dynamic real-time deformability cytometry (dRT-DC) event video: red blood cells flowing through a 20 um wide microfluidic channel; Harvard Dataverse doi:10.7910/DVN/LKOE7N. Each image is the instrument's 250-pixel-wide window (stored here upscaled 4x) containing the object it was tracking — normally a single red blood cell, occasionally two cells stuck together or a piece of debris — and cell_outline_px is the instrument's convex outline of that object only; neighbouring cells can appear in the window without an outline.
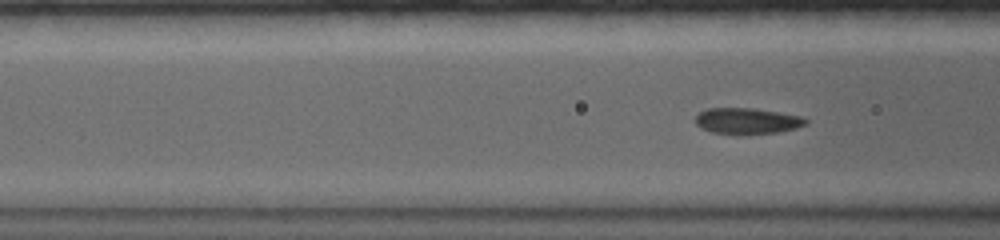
{"species": "common noctule bat (a hibernating species)", "species_latin": "Nyctalus noctula", "temperature_condition": "warm", "stored_images_in_passage": 32, "camera_frame_rate_fps": 5000, "um_per_image_px": 0.085, "animal": {"sex": "female", "body_mass_g": 19.0, "forearm_length_mm": 56.7}, "frame": {"image": 1, "passage_image": 5, "time_ms": 1.4, "image_size_px": [1000, 240], "cell_outline_px": [[808, 124], [796, 128], [780, 132], [744, 136], [712, 132], [700, 128], [696, 124], [696, 116], [700, 112], [708, 108], [752, 108], [800, 116], [808, 120]], "centroid_in_image_um": [63.5, 10.31], "position_along_channel_um": 103.1, "area_um2": 17.05}}
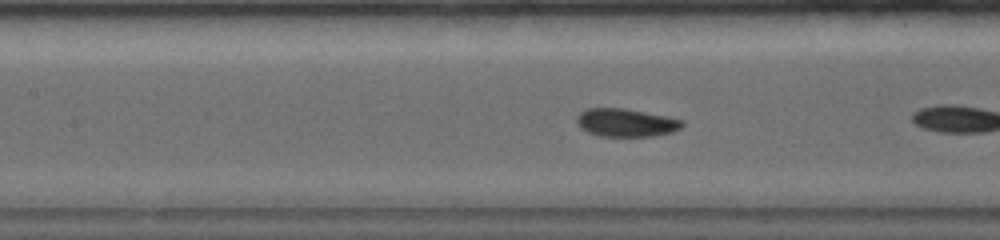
{"frame": {"image": 2, "passage_image": 10, "time_ms": 2.8, "image_size_px": [1000, 240], "cell_outline_px": [[684, 124], [680, 128], [672, 132], [652, 136], [600, 136], [588, 132], [580, 128], [576, 120], [576, 116], [580, 112], [588, 108], [624, 108], [684, 120]], "centroid_in_image_um": [53.18, 10.42], "position_along_channel_um": 154.2, "area_um2": 17.17}}